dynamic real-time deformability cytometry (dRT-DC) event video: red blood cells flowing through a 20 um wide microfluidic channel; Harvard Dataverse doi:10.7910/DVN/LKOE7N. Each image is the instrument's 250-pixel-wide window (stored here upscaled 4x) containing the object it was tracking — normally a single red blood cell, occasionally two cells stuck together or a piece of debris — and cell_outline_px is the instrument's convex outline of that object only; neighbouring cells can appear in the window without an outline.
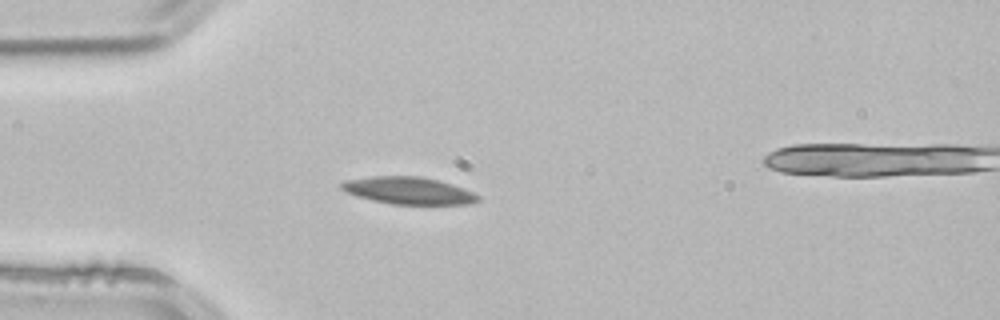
{"species": "common noctule bat (a hibernating species)", "species_latin": "Nyctalus noctula", "temperature_condition": "room temperature", "stored_images_in_passage": 3, "camera_frame_rate_fps": 3000, "um_per_image_px": 0.085, "animal": {"sex": "male", "body_mass_g": 21.5, "forearm_length_mm": 52.0}, "frame": {"image": 1, "passage_image": 2, "time_ms": 0.333, "image_size_px": [1000, 320], "cell_outline_px": [[480, 200], [472, 204], [392, 204], [372, 200], [348, 192], [340, 188], [340, 184], [344, 180], [372, 176], [420, 176], [452, 184], [472, 192], [480, 196]], "centroid_in_image_um": [34.74, 16.2], "position_along_channel_um": 50.3, "area_um2": 21.44}}